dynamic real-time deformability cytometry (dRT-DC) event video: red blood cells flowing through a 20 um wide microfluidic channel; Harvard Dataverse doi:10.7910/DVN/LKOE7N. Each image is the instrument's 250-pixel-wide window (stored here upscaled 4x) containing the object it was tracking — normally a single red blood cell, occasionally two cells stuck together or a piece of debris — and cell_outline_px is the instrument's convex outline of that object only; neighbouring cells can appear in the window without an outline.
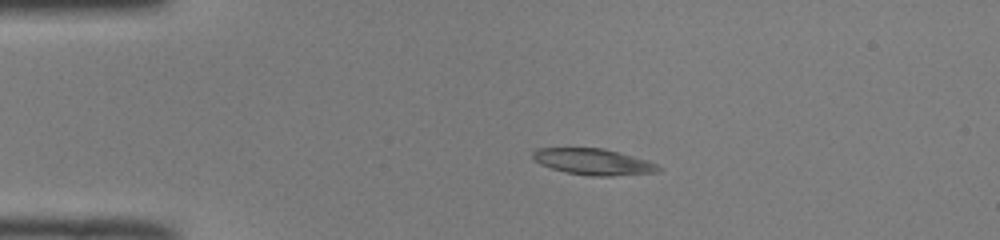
{"species": "common noctule bat (a hibernating species)", "species_latin": "Nyctalus noctula", "temperature_condition": "room temperature", "stored_images_in_passage": 41, "camera_frame_rate_fps": 3000, "um_per_image_px": 0.085, "animal": {"sex": "male", "body_mass_g": 19.0, "forearm_length_mm": 50.8}, "frame": {"image": 1, "passage_image": 1, "time_ms": 0.0, "image_size_px": [1000, 240], "cell_outline_px": [[664, 168], [656, 172], [612, 176], [588, 176], [564, 172], [540, 164], [532, 160], [532, 152], [536, 148], [604, 148], [648, 160]], "centroid_in_image_um": [50.41, 13.75], "position_along_channel_um": 34.6, "area_um2": 19.36}}
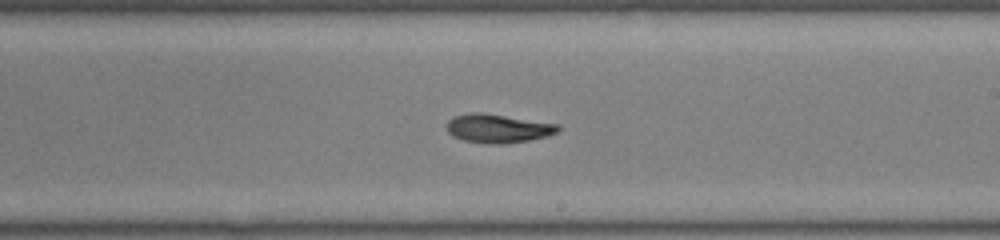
{"frame": {"image": 2, "passage_image": 20, "time_ms": 6.333, "image_size_px": [1000, 240], "cell_outline_px": [[560, 128], [556, 132], [548, 136], [528, 140], [504, 144], [488, 144], [464, 140], [452, 136], [448, 132], [444, 124], [452, 116], [472, 112], [480, 112], [560, 124]], "centroid_in_image_um": [42.28, 10.91], "position_along_channel_um": 246.7, "area_um2": 18.79}}
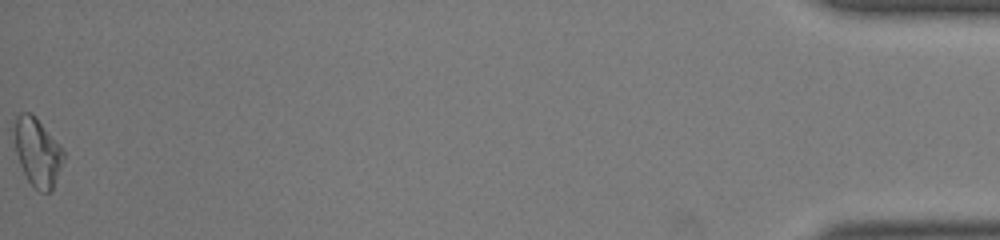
{"frame": {"image": 3, "passage_image": 41, "time_ms": 13.333, "image_size_px": [1000, 240], "cell_outline_px": [[64, 156], [60, 168], [52, 188], [48, 192], [40, 192], [28, 180], [20, 164], [16, 152], [12, 128], [16, 116], [20, 112], [32, 112], [36, 116], [64, 148]], "centroid_in_image_um": [3.16, 12.84], "position_along_channel_um": 432.0, "area_um2": 19.71}, "authors_computed_cell_mechanics": {"area_um2": 18.496, "velocity_mm_per_s": 4.0257, "shape_relaxation_time_tau1_ms": 8.073, "shape_relaxation_time_tau2_ms": null, "deformation_change_tau1": 0.2378, "deformation_change_tau2": null}}